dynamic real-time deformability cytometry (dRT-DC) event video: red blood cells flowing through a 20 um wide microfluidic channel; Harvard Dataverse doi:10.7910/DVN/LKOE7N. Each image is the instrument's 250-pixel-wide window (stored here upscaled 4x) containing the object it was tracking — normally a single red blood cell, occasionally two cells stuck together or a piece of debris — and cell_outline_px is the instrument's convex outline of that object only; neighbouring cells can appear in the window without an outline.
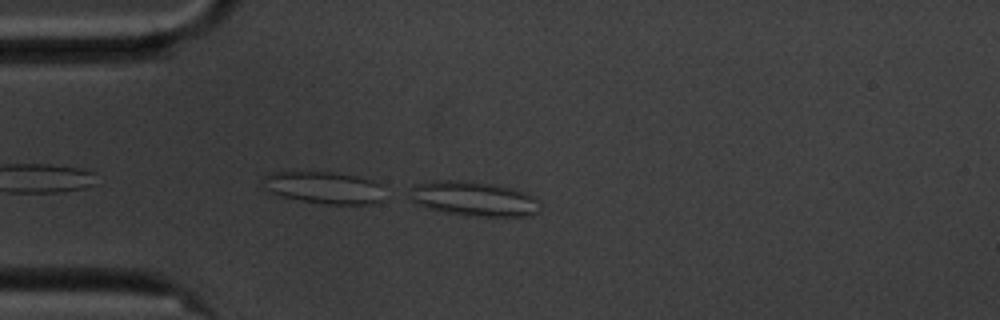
{"species": "common noctule bat (a hibernating species)", "species_latin": "Nyctalus noctula", "temperature_condition": "cold", "stored_images_in_passage": 3, "camera_frame_rate_fps": 3000, "um_per_image_px": 0.085, "animal": {"sex": "male", "body_mass_g": 20.1, "forearm_length_mm": 53.5}, "frame": {"image": 1, "passage_image": 3, "time_ms": 0.667, "image_size_px": [1000, 320], "cell_outline_px": [[540, 212], [528, 216], [468, 216], [444, 212], [428, 208], [416, 204], [412, 200], [412, 188], [416, 184], [436, 180], [464, 180], [496, 184], [528, 192], [540, 204]], "centroid_in_image_um": [40.32, 16.89], "position_along_channel_um": 44.7, "area_um2": 26.47}}